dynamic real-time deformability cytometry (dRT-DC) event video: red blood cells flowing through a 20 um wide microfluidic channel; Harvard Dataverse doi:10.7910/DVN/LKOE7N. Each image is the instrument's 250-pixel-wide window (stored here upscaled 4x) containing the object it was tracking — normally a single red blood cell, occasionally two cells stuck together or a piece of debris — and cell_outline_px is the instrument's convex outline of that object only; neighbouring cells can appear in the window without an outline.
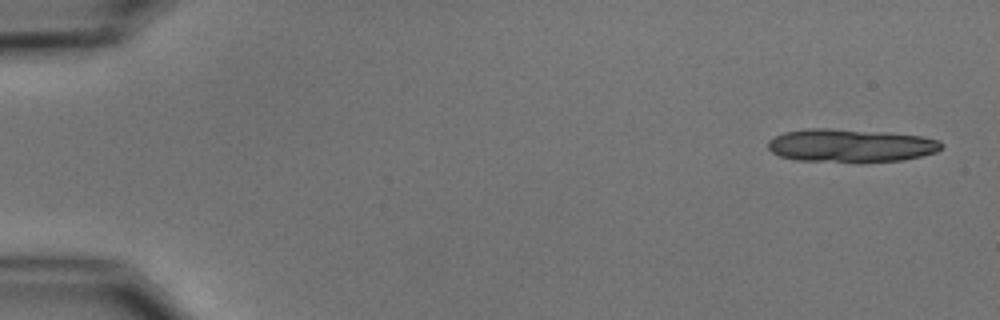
{"species": "common noctule bat (a hibernating species)", "species_latin": "Nyctalus noctula", "temperature_condition": "cold", "stored_images_in_passage": 4, "camera_frame_rate_fps": 3000, "um_per_image_px": 0.085, "animal": {"sex": "male", "body_mass_g": 15.6}, "frame": {"image": 1, "passage_image": 1, "time_ms": 0.0, "image_size_px": [1000, 320], "cell_outline_px": [[944, 148], [936, 152], [904, 160], [796, 160], [780, 156], [772, 152], [768, 148], [768, 140], [784, 132], [808, 128], [832, 128], [884, 132], [924, 136], [940, 140], [944, 144]], "centroid_in_image_um": [72.34, 12.33], "position_along_channel_um": 12.7, "area_um2": 33.0}}